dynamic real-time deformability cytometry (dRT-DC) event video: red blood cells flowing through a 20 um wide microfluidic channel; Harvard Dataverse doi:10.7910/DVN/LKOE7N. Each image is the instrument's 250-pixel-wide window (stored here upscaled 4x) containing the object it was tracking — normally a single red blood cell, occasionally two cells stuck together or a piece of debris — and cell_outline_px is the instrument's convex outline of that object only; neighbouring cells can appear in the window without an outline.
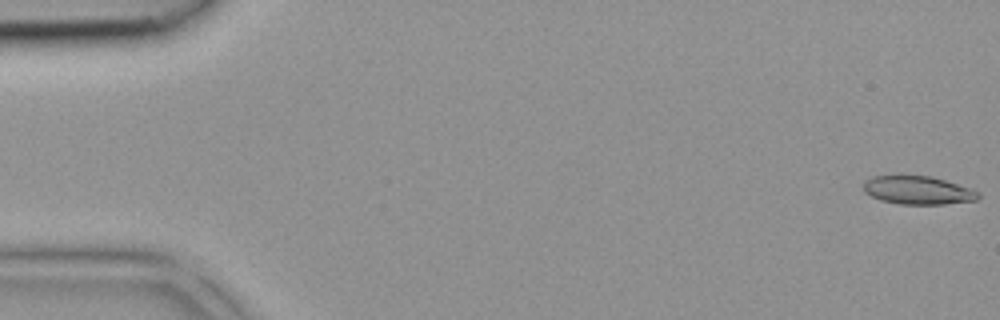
{"species": "common noctule bat (a hibernating species)", "species_latin": "Nyctalus noctula", "temperature_condition": "room temperature", "stored_images_in_passage": 41, "camera_frame_rate_fps": 3000, "um_per_image_px": 0.085, "animal": {"sex": "female", "body_mass_g": 18.4}, "frame": {"image": 1, "passage_image": 1, "time_ms": 0.0, "image_size_px": [1000, 320], "cell_outline_px": [[980, 196], [976, 200], [944, 204], [900, 204], [880, 200], [864, 192], [864, 180], [872, 176], [896, 172], [932, 176], [972, 188], [980, 192]], "centroid_in_image_um": [77.97, 16.11], "position_along_channel_um": 7.0, "area_um2": 19.83}}
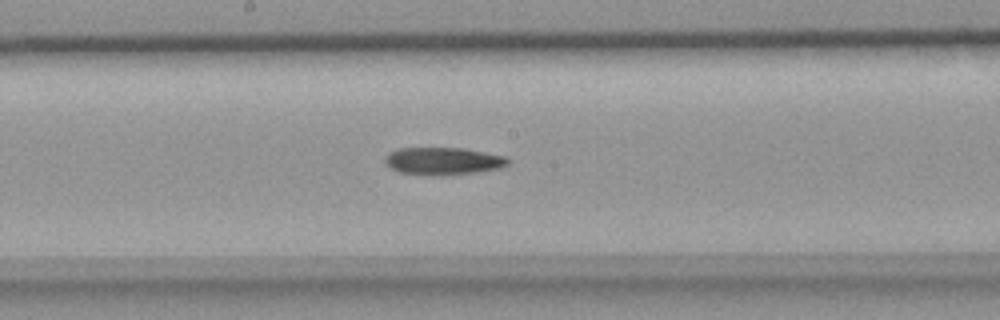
{"frame": {"image": 2, "passage_image": 22, "time_ms": 7.0, "image_size_px": [1000, 320], "cell_outline_px": [[512, 160], [508, 164], [500, 168], [476, 172], [400, 172], [384, 164], [384, 156], [388, 152], [400, 148], [464, 148], [508, 156]], "centroid_in_image_um": [37.72, 13.62], "position_along_channel_um": 210.5, "area_um2": 18.84}}
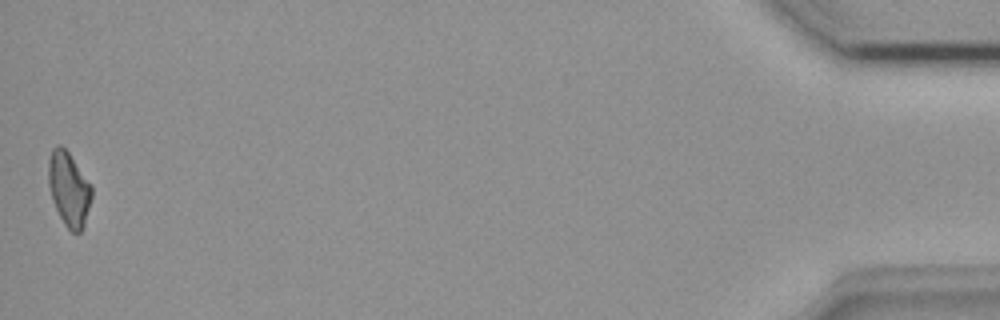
{"frame": {"image": 3, "passage_image": 41, "time_ms": 13.333, "image_size_px": [1000, 320], "cell_outline_px": [[92, 196], [84, 224], [80, 232], [72, 232], [64, 224], [52, 200], [48, 184], [48, 160], [52, 148], [56, 144], [60, 144], [68, 152], [92, 184]], "centroid_in_image_um": [5.84, 16.03], "position_along_channel_um": 429.4, "area_um2": 18.73}}